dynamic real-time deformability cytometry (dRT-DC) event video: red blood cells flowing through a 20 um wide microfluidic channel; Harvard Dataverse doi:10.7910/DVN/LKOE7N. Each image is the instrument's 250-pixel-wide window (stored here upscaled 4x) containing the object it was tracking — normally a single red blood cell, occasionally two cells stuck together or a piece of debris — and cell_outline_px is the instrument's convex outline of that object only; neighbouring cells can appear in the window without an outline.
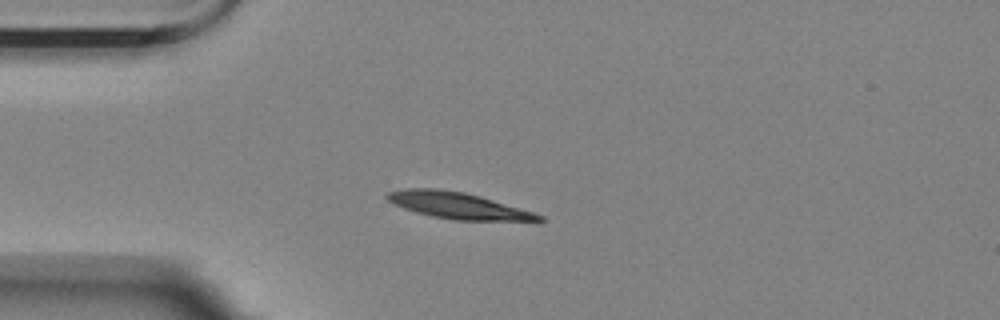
{"species": "Egyptian fruit bat (a non-hibernating species)", "species_latin": "Rousettus aegyptiacus", "temperature_condition": "room temperature", "stored_images_in_passage": 43, "camera_frame_rate_fps": 3000, "um_per_image_px": 0.085, "animal": {"sex": "female"}, "frame": {"image": 1, "passage_image": 1, "time_ms": 0.0, "image_size_px": [1000, 320], "cell_outline_px": [[544, 220], [452, 220], [432, 216], [416, 212], [404, 208], [388, 200], [384, 196], [388, 192], [408, 188], [436, 188], [464, 192], [480, 196], [532, 212], [544, 216]], "centroid_in_image_um": [38.86, 17.46], "position_along_channel_um": 46.1, "area_um2": 22.83}}
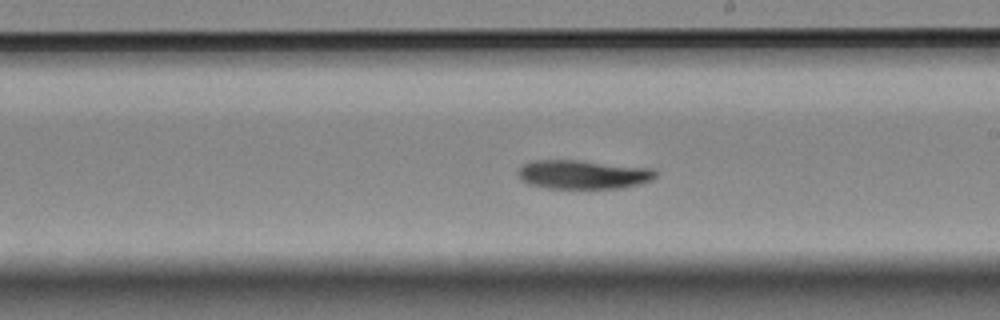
{"frame": {"image": 2, "passage_image": 19, "time_ms": 6.0, "image_size_px": [1000, 320], "cell_outline_px": [[656, 176], [652, 180], [640, 184], [624, 188], [548, 188], [528, 184], [520, 180], [516, 172], [524, 164], [532, 160], [580, 160], [652, 168], [656, 172]], "centroid_in_image_um": [49.55, 14.83], "position_along_channel_um": 239.5, "area_um2": 23.35}}
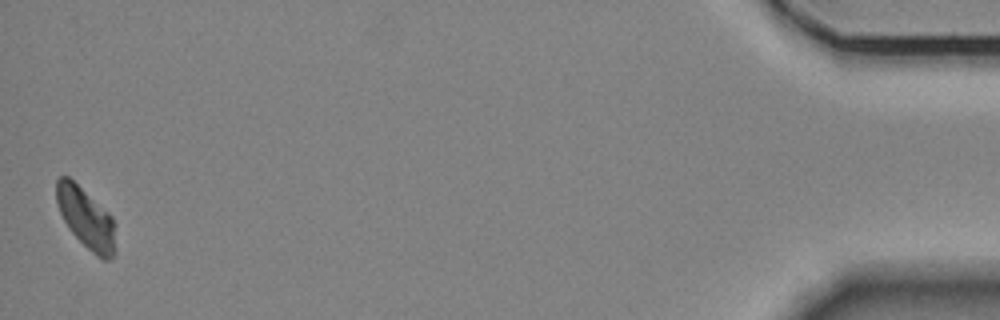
{"frame": {"image": 3, "passage_image": 43, "time_ms": 14.0, "image_size_px": [1000, 320], "cell_outline_px": [[116, 252], [108, 260], [104, 260], [96, 256], [68, 228], [60, 212], [56, 200], [56, 180], [60, 176], [68, 176], [108, 212], [112, 216], [116, 224]], "centroid_in_image_um": [7.35, 18.56], "position_along_channel_um": 427.9, "area_um2": 20.92}, "authors_computed_cell_mechanics": {"area_um2": 22.831, "velocity_mm_per_s": 3.472, "shape_relaxation_time_tau1_ms": 10.0779, "shape_relaxation_time_tau2_ms": null, "deformation_change_tau1": 0.2433, "deformation_change_tau2": null}}